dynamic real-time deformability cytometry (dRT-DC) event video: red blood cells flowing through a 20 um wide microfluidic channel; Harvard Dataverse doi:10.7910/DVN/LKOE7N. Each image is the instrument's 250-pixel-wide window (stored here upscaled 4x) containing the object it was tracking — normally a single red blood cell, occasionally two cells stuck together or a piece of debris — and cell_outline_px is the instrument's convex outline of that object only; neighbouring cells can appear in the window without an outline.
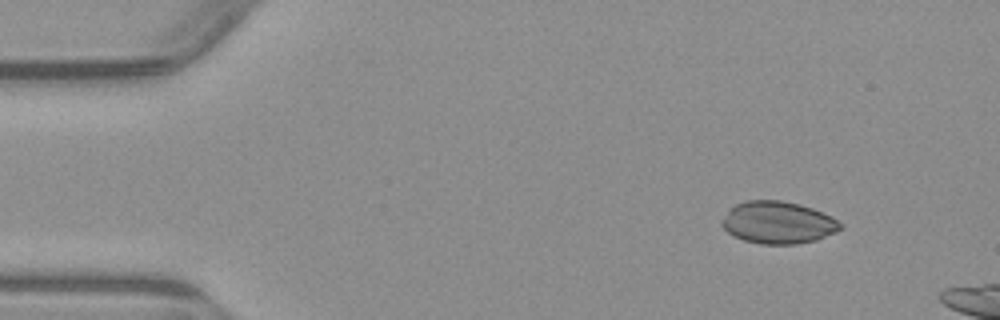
{"species": "common noctule bat (a hibernating species)", "species_latin": "Nyctalus noctula", "temperature_condition": "warm", "stored_images_in_passage": 5, "segment_of_instrument_passage": [2, 2], "camera_frame_rate_fps": 3000, "um_per_image_px": 0.085, "animal": {"sex": "male", "body_mass_g": 23.1, "forearm_length_mm": 52.7}, "frame": {"image": 1, "passage_image": 5, "time_ms": 6.0, "image_size_px": [1000, 320], "cell_outline_px": [[844, 228], [836, 232], [816, 240], [796, 244], [760, 244], [744, 240], [728, 232], [720, 224], [720, 220], [736, 204], [748, 200], [780, 200], [800, 204], [812, 208], [832, 216], [844, 224]], "centroid_in_image_um": [66.17, 18.92], "position_along_channel_um": 18.8, "area_um2": 29.25}}